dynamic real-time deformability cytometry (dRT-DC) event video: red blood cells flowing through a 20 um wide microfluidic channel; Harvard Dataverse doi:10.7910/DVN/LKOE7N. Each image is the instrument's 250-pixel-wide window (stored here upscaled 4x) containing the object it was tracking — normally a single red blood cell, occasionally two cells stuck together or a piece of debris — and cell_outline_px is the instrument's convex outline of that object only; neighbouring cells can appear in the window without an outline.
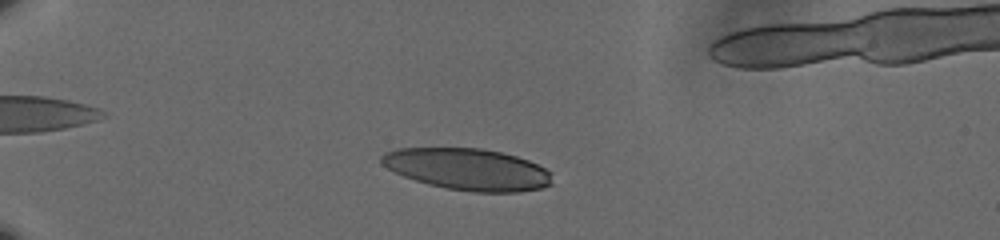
{"species": "human", "species_latin": "Homo sapiens", "temperature_condition": "cold", "stored_images_in_passage": 43, "camera_frame_rate_fps": 3000, "um_per_image_px": 0.085, "donor": {"sex": "male"}, "frame": {"image": 1, "passage_image": 1, "time_ms": 0.0, "image_size_px": [1000, 240], "cell_outline_px": [[552, 184], [540, 188], [520, 192], [472, 192], [444, 188], [428, 184], [404, 176], [380, 164], [380, 156], [388, 152], [400, 148], [480, 148], [500, 152], [516, 156], [528, 160], [552, 172]], "centroid_in_image_um": [39.77, 14.39], "position_along_channel_um": 45.2, "area_um2": 41.38}}
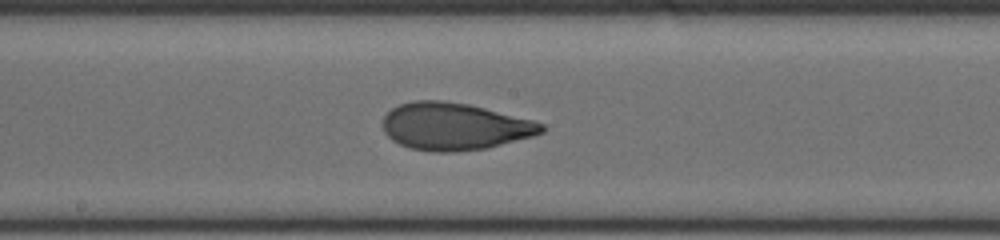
{"frame": {"image": 2, "passage_image": 19, "time_ms": 6.0, "image_size_px": [1000, 240], "cell_outline_px": [[548, 128], [544, 132], [532, 136], [484, 148], [452, 152], [432, 152], [412, 148], [400, 144], [392, 140], [384, 132], [384, 116], [392, 108], [400, 104], [416, 100], [444, 100], [468, 104], [532, 120], [544, 124]], "centroid_in_image_um": [38.63, 10.74], "position_along_channel_um": 209.6, "area_um2": 43.35}}
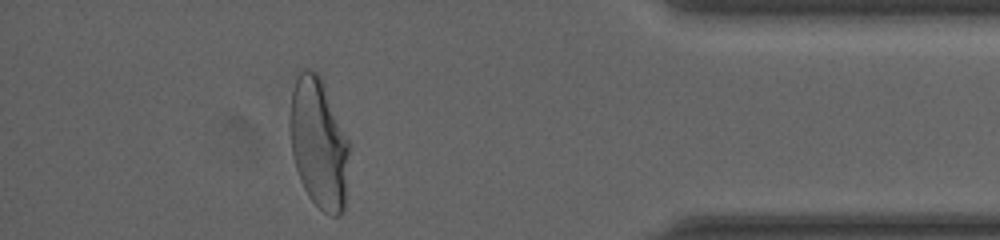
{"frame": {"image": 3, "passage_image": 38, "time_ms": 12.333, "image_size_px": [1000, 240], "cell_outline_px": [[348, 152], [344, 208], [340, 216], [332, 216], [324, 212], [308, 196], [300, 180], [296, 168], [292, 152], [288, 124], [292, 92], [296, 80], [300, 72], [304, 68], [308, 68], [316, 72], [320, 76], [324, 84], [348, 140]], "centroid_in_image_um": [27.06, 12.18], "position_along_channel_um": 408.1, "area_um2": 44.56}, "authors_computed_cell_mechanics": {"area_um2": 43.2922, "velocity_mm_per_s": 3.6012, "shape_relaxation_time_tau1_ms": 5.2739, "shape_relaxation_time_tau2_ms": 0.9216, "deformation_change_tau1": 0.1999, "deformation_change_tau2": 0.0659}}